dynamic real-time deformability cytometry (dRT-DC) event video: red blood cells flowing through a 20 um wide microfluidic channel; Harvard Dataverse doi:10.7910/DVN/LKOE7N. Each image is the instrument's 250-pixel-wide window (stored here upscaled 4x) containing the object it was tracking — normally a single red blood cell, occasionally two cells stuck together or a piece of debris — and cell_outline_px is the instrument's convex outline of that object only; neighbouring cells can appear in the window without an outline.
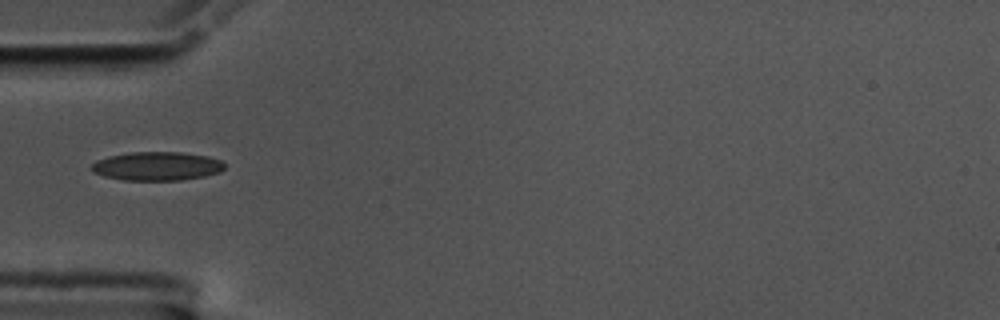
{"species": "common noctule bat (a hibernating species)", "species_latin": "Nyctalus noctula", "temperature_condition": "cold", "stored_images_in_passage": 40, "camera_frame_rate_fps": 3000, "um_per_image_px": 0.085, "animal": {"sex": "male", "body_mass_g": 17.5, "forearm_length_mm": 52.3}, "frame": {"image": 1, "passage_image": 1, "time_ms": 0.0, "image_size_px": [1000, 320], "cell_outline_px": [[224, 168], [220, 172], [204, 176], [180, 180], [124, 180], [104, 176], [92, 172], [92, 164], [96, 160], [108, 156], [132, 152], [180, 152], [208, 156], [220, 160], [224, 164]], "centroid_in_image_um": [13.33, 14.12], "position_along_channel_um": 71.7, "area_um2": 22.2}}
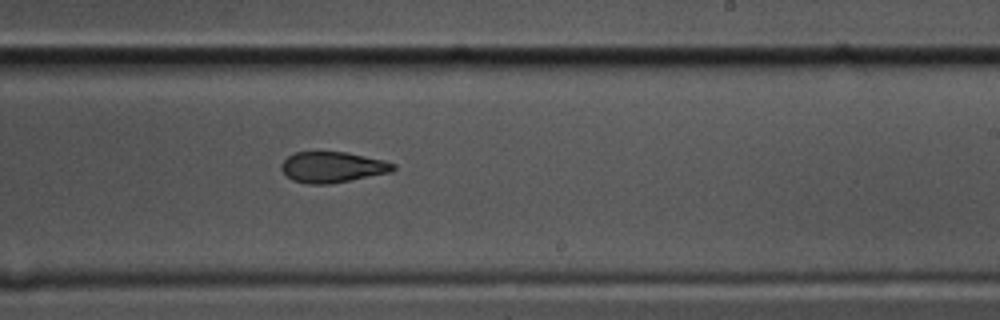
{"frame": {"image": 2, "passage_image": 17, "time_ms": 5.333, "image_size_px": [1000, 320], "cell_outline_px": [[396, 168], [392, 172], [328, 184], [308, 184], [292, 180], [280, 168], [280, 164], [288, 156], [296, 152], [344, 152], [384, 160], [396, 164]], "centroid_in_image_um": [28.26, 14.21], "position_along_channel_um": 260.7, "area_um2": 19.94}}
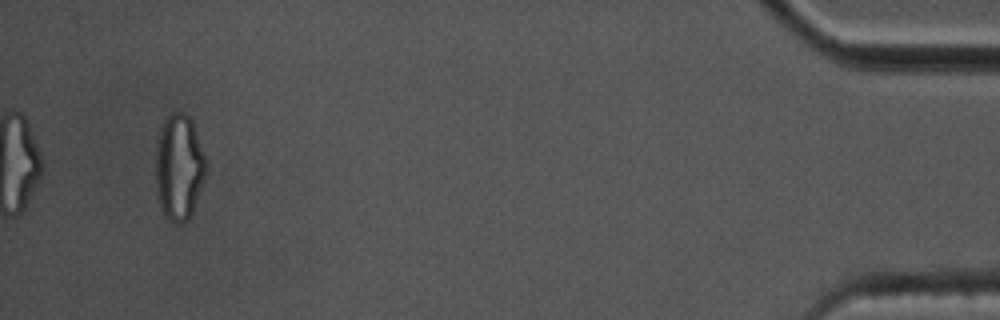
{"frame": {"image": 3, "passage_image": 37, "time_ms": 12.0, "image_size_px": [1000, 320], "cell_outline_px": [[208, 164], [204, 180], [192, 212], [188, 220], [180, 224], [176, 224], [168, 220], [164, 216], [160, 208], [156, 192], [156, 148], [160, 128], [164, 120], [172, 112], [184, 112], [192, 120]], "centroid_in_image_um": [15.22, 14.23], "position_along_channel_um": 420.0, "area_um2": 31.44}}